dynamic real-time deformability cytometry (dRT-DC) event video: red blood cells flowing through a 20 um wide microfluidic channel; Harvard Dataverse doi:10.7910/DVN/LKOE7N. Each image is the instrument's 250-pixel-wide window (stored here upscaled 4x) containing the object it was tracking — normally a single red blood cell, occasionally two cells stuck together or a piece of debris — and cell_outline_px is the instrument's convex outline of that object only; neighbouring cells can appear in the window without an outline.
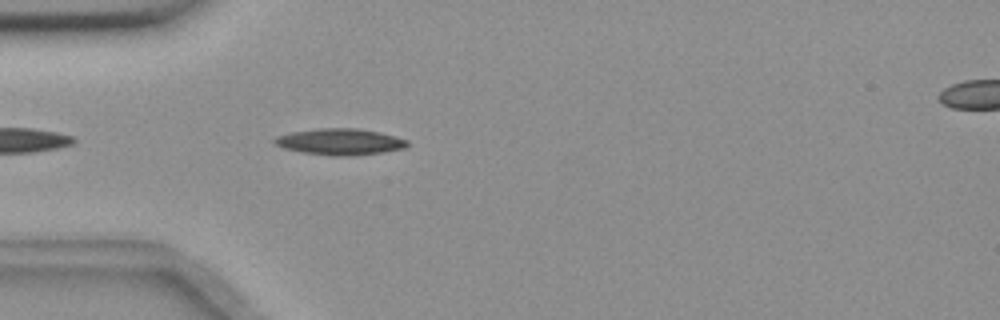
{"species": "common noctule bat (a hibernating species)", "species_latin": "Nyctalus noctula", "temperature_condition": "room temperature", "stored_images_in_passage": 23, "camera_frame_rate_fps": 3000, "um_per_image_px": 0.085, "animal": {"sex": "female", "body_mass_g": 18.4}, "frame": {"image": 1, "passage_image": 5, "time_ms": 1.333, "image_size_px": [1000, 320], "cell_outline_px": [[408, 144], [404, 148], [380, 152], [348, 156], [332, 156], [304, 152], [284, 148], [276, 144], [272, 140], [276, 136], [292, 132], [316, 128], [356, 128], [380, 132], [396, 136], [408, 140]], "centroid_in_image_um": [28.89, 12.04], "position_along_channel_um": 56.1, "area_um2": 20.23}}
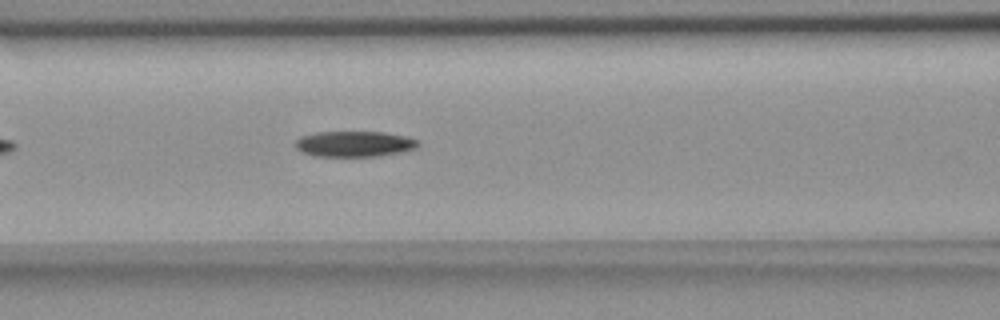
{"frame": {"image": 2, "passage_image": 12, "time_ms": 3.667, "image_size_px": [1000, 320], "cell_outline_px": [[420, 144], [416, 148], [404, 152], [380, 156], [316, 156], [304, 152], [296, 148], [296, 140], [300, 136], [316, 132], [384, 132], [404, 136], [420, 140]], "centroid_in_image_um": [30.17, 12.23], "position_along_channel_um": 136.4, "area_um2": 18.44}}
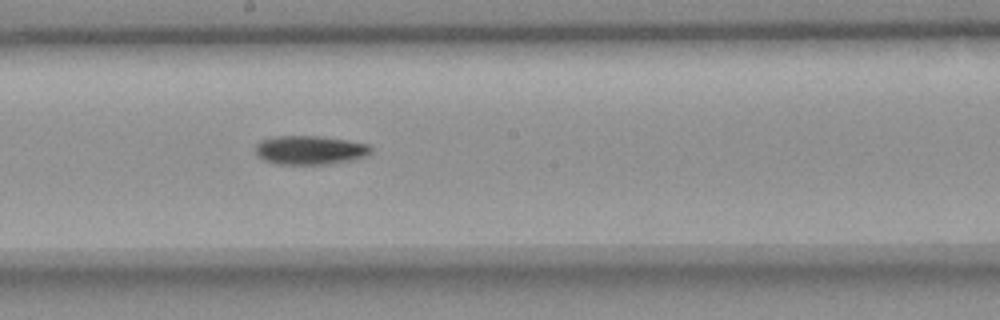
{"frame": {"image": 3, "passage_image": 19, "time_ms": 6.0, "image_size_px": [1000, 320], "cell_outline_px": [[372, 152], [368, 156], [328, 164], [276, 164], [264, 160], [256, 156], [256, 144], [260, 140], [276, 136], [320, 136], [348, 140], [368, 144], [372, 148]], "centroid_in_image_um": [26.34, 12.75], "position_along_channel_um": 221.9, "area_um2": 19.54}}